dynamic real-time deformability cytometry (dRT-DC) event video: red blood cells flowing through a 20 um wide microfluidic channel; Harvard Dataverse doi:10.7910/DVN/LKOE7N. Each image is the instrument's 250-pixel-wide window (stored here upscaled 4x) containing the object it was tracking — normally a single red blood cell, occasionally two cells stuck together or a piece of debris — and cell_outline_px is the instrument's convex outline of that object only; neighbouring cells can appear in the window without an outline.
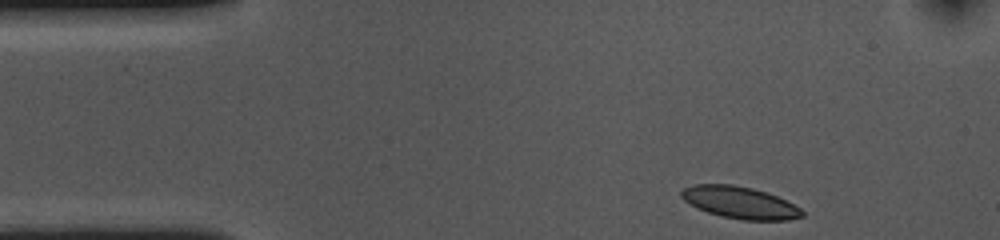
{"species": "common noctule bat (a hibernating species)", "species_latin": "Nyctalus noctula", "temperature_condition": "cold", "stored_images_in_passage": 38, "camera_frame_rate_fps": 3000, "um_per_image_px": 0.085, "animal": {"sex": "female", "body_mass_g": 10.0, "forearm_length_mm": 53.1}, "frame": {"image": 1, "passage_image": 1, "time_ms": 0.0, "image_size_px": [1000, 240], "cell_outline_px": [[804, 216], [788, 220], [744, 220], [724, 216], [708, 212], [696, 208], [684, 200], [680, 196], [680, 192], [684, 188], [692, 184], [732, 184], [752, 188], [768, 192], [800, 208], [804, 212]], "centroid_in_image_um": [62.87, 17.21], "position_along_channel_um": 22.1, "area_um2": 22.43}}
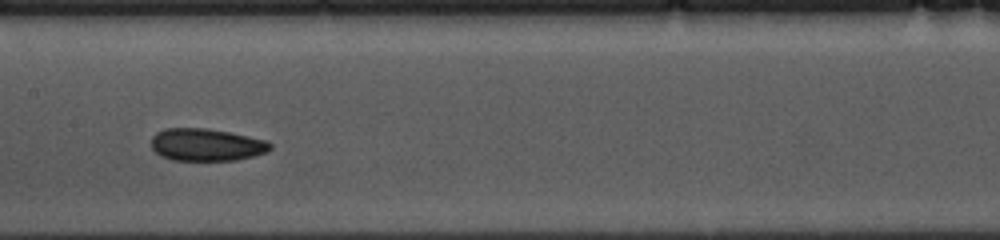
{"frame": {"image": 2, "passage_image": 20, "time_ms": 6.333, "image_size_px": [1000, 240], "cell_outline_px": [[272, 148], [264, 152], [252, 156], [236, 160], [172, 160], [160, 156], [152, 148], [152, 136], [156, 132], [164, 128], [204, 128], [228, 132], [268, 140], [272, 144]], "centroid_in_image_um": [17.52, 12.3], "position_along_channel_um": 189.9, "area_um2": 22.43}}
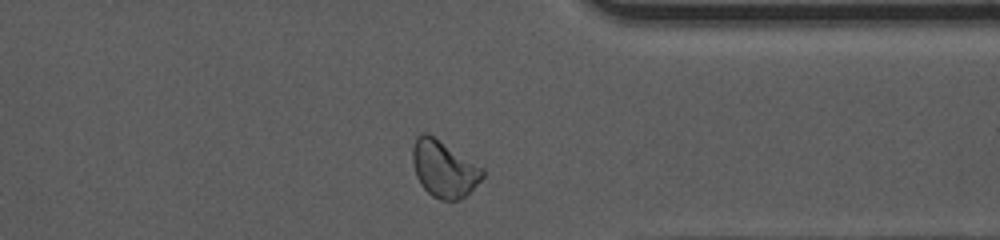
{"frame": {"image": 3, "passage_image": 36, "time_ms": 11.667, "image_size_px": [1000, 240], "cell_outline_px": [[484, 176], [464, 196], [456, 200], [440, 200], [432, 196], [420, 184], [416, 176], [412, 160], [412, 148], [416, 136], [420, 132], [428, 132], [484, 168]], "centroid_in_image_um": [37.7, 14.32], "position_along_channel_um": 373.7, "area_um2": 23.12}, "authors_computed_cell_mechanics": {"area_um2": 22.542, "velocity_mm_per_s": 3.576, "shape_relaxation_time_tau1_ms": 3.3632, "shape_relaxation_time_tau2_ms": 5.5559, "deformation_change_tau1": 0.0958, "deformation_change_tau2": 0.1114}}